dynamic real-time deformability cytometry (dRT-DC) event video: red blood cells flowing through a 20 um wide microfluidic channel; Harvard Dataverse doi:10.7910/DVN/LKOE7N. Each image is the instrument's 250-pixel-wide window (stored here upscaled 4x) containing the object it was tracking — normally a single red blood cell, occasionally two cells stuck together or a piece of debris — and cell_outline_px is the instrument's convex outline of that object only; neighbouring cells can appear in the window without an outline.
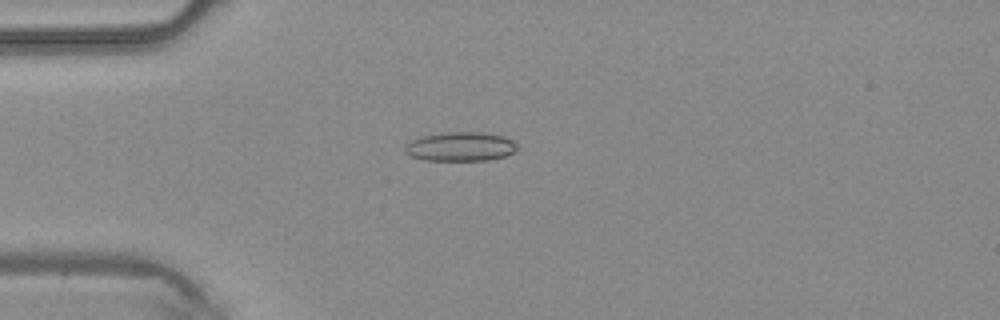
{"species": "common noctule bat (a hibernating species)", "species_latin": "Nyctalus noctula", "temperature_condition": "warm", "stored_images_in_passage": 5, "camera_frame_rate_fps": 3000, "um_per_image_px": 0.085, "animal": {"sex": "male", "body_mass_g": 20.4}, "frame": {"image": 1, "passage_image": 4, "time_ms": 1.0, "image_size_px": [1000, 320], "cell_outline_px": [[520, 148], [516, 152], [504, 156], [488, 160], [424, 160], [408, 156], [404, 152], [404, 144], [412, 140], [424, 136], [444, 132], [488, 132], [504, 136], [512, 140]], "centroid_in_image_um": [39.15, 12.46], "position_along_channel_um": 45.9, "area_um2": 19.36}}